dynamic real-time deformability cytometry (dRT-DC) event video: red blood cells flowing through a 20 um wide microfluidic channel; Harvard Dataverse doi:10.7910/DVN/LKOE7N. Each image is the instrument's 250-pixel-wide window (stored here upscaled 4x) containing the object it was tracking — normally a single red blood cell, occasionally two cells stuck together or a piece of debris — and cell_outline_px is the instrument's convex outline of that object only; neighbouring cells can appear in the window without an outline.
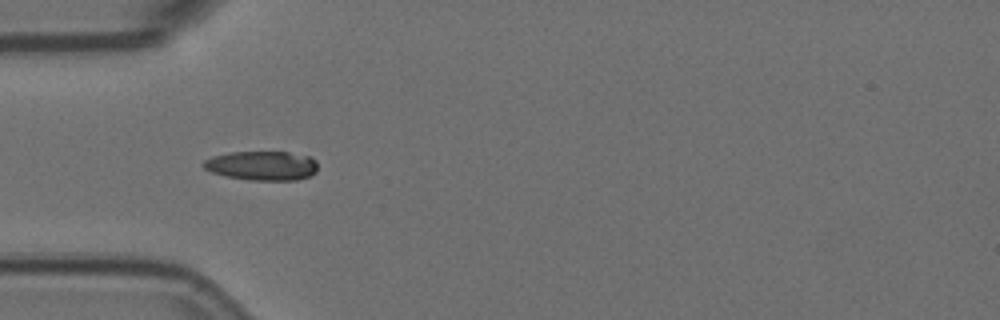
{"species": "Egyptian fruit bat (a non-hibernating species)", "species_latin": "Rousettus aegyptiacus", "temperature_condition": "room temperature", "stored_images_in_passage": 6, "camera_frame_rate_fps": 3000, "um_per_image_px": 0.085, "animal": {"sex": "female"}, "frame": {"image": 1, "passage_image": 5, "time_ms": 1.333, "image_size_px": [1000, 320], "cell_outline_px": [[316, 172], [312, 176], [296, 180], [252, 180], [224, 176], [212, 172], [204, 168], [200, 164], [204, 160], [212, 156], [232, 152], [288, 152], [312, 156], [316, 160]], "centroid_in_image_um": [22.28, 14.08], "position_along_channel_um": 62.7, "area_um2": 19.71}}
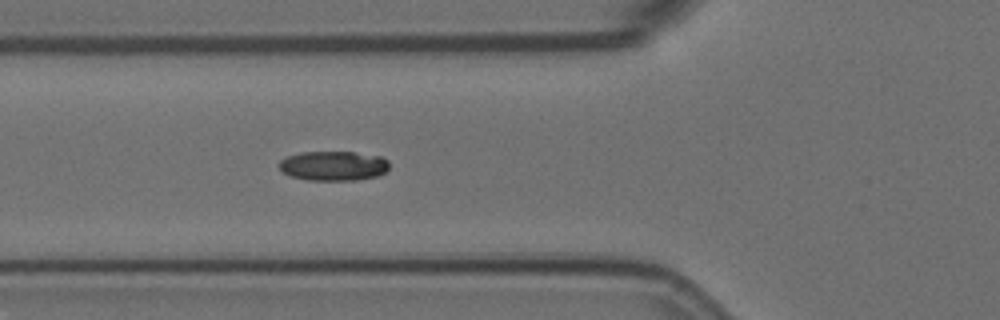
{"frame": {"image": 2, "passage_image": 6, "time_ms": 1.667, "image_size_px": [1000, 320], "cell_outline_px": [[388, 168], [384, 172], [376, 176], [356, 180], [308, 180], [292, 176], [284, 172], [276, 164], [280, 160], [288, 156], [300, 152], [352, 152], [380, 156], [388, 160]], "centroid_in_image_um": [28.32, 14.09], "position_along_channel_um": 97.5, "area_um2": 18.9}}